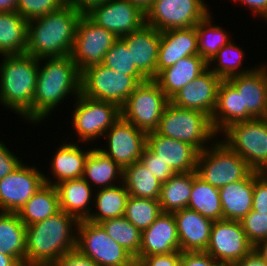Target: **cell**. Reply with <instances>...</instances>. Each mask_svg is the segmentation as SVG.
<instances>
[{"mask_svg": "<svg viewBox=\"0 0 267 266\" xmlns=\"http://www.w3.org/2000/svg\"><path fill=\"white\" fill-rule=\"evenodd\" d=\"M69 94L75 98L81 94V73L71 56L39 59L33 97V123L41 124Z\"/></svg>", "mask_w": 267, "mask_h": 266, "instance_id": "cell-1", "label": "cell"}, {"mask_svg": "<svg viewBox=\"0 0 267 266\" xmlns=\"http://www.w3.org/2000/svg\"><path fill=\"white\" fill-rule=\"evenodd\" d=\"M82 15L66 4L57 11L28 21L25 53L37 59L70 55Z\"/></svg>", "mask_w": 267, "mask_h": 266, "instance_id": "cell-2", "label": "cell"}, {"mask_svg": "<svg viewBox=\"0 0 267 266\" xmlns=\"http://www.w3.org/2000/svg\"><path fill=\"white\" fill-rule=\"evenodd\" d=\"M77 225L74 216L60 210L26 226V265H52L63 254L75 249Z\"/></svg>", "mask_w": 267, "mask_h": 266, "instance_id": "cell-3", "label": "cell"}, {"mask_svg": "<svg viewBox=\"0 0 267 266\" xmlns=\"http://www.w3.org/2000/svg\"><path fill=\"white\" fill-rule=\"evenodd\" d=\"M0 63L1 105L33 123V97L39 59L28 54L2 55Z\"/></svg>", "mask_w": 267, "mask_h": 266, "instance_id": "cell-4", "label": "cell"}, {"mask_svg": "<svg viewBox=\"0 0 267 266\" xmlns=\"http://www.w3.org/2000/svg\"><path fill=\"white\" fill-rule=\"evenodd\" d=\"M156 132L162 136L186 142L199 152L210 146V142L214 143L213 141L219 139L207 114L198 110L180 108L170 102L161 116Z\"/></svg>", "mask_w": 267, "mask_h": 266, "instance_id": "cell-5", "label": "cell"}, {"mask_svg": "<svg viewBox=\"0 0 267 266\" xmlns=\"http://www.w3.org/2000/svg\"><path fill=\"white\" fill-rule=\"evenodd\" d=\"M222 140L254 171L267 172V118L235 122L221 132Z\"/></svg>", "mask_w": 267, "mask_h": 266, "instance_id": "cell-6", "label": "cell"}, {"mask_svg": "<svg viewBox=\"0 0 267 266\" xmlns=\"http://www.w3.org/2000/svg\"><path fill=\"white\" fill-rule=\"evenodd\" d=\"M251 171L247 162L222 138L199 153L196 167L197 175L217 189L244 179Z\"/></svg>", "mask_w": 267, "mask_h": 266, "instance_id": "cell-7", "label": "cell"}, {"mask_svg": "<svg viewBox=\"0 0 267 266\" xmlns=\"http://www.w3.org/2000/svg\"><path fill=\"white\" fill-rule=\"evenodd\" d=\"M170 99L154 79L140 83L121 108V116L137 129L147 133L157 130Z\"/></svg>", "mask_w": 267, "mask_h": 266, "instance_id": "cell-8", "label": "cell"}, {"mask_svg": "<svg viewBox=\"0 0 267 266\" xmlns=\"http://www.w3.org/2000/svg\"><path fill=\"white\" fill-rule=\"evenodd\" d=\"M140 83L103 64L94 65L81 73V94L94 100L106 101L122 108Z\"/></svg>", "mask_w": 267, "mask_h": 266, "instance_id": "cell-9", "label": "cell"}, {"mask_svg": "<svg viewBox=\"0 0 267 266\" xmlns=\"http://www.w3.org/2000/svg\"><path fill=\"white\" fill-rule=\"evenodd\" d=\"M75 99L72 112V127L77 139L83 143L102 138L106 131L121 117V108L116 104L94 100L80 94Z\"/></svg>", "mask_w": 267, "mask_h": 266, "instance_id": "cell-10", "label": "cell"}, {"mask_svg": "<svg viewBox=\"0 0 267 266\" xmlns=\"http://www.w3.org/2000/svg\"><path fill=\"white\" fill-rule=\"evenodd\" d=\"M76 232V248L100 266H128L134 258L98 223L80 220Z\"/></svg>", "mask_w": 267, "mask_h": 266, "instance_id": "cell-11", "label": "cell"}, {"mask_svg": "<svg viewBox=\"0 0 267 266\" xmlns=\"http://www.w3.org/2000/svg\"><path fill=\"white\" fill-rule=\"evenodd\" d=\"M204 0H154L146 12V25L161 31L190 28L210 10Z\"/></svg>", "mask_w": 267, "mask_h": 266, "instance_id": "cell-12", "label": "cell"}, {"mask_svg": "<svg viewBox=\"0 0 267 266\" xmlns=\"http://www.w3.org/2000/svg\"><path fill=\"white\" fill-rule=\"evenodd\" d=\"M118 39L111 31L96 25L86 15L77 24L71 59L82 73L87 68L103 63L105 54Z\"/></svg>", "mask_w": 267, "mask_h": 266, "instance_id": "cell-13", "label": "cell"}, {"mask_svg": "<svg viewBox=\"0 0 267 266\" xmlns=\"http://www.w3.org/2000/svg\"><path fill=\"white\" fill-rule=\"evenodd\" d=\"M253 249L240 221L221 219L213 222L205 252L223 266H232Z\"/></svg>", "mask_w": 267, "mask_h": 266, "instance_id": "cell-14", "label": "cell"}, {"mask_svg": "<svg viewBox=\"0 0 267 266\" xmlns=\"http://www.w3.org/2000/svg\"><path fill=\"white\" fill-rule=\"evenodd\" d=\"M108 146L97 147L122 169L139 161L146 147V133L137 129L122 116L103 136ZM107 147V148H106Z\"/></svg>", "mask_w": 267, "mask_h": 266, "instance_id": "cell-15", "label": "cell"}, {"mask_svg": "<svg viewBox=\"0 0 267 266\" xmlns=\"http://www.w3.org/2000/svg\"><path fill=\"white\" fill-rule=\"evenodd\" d=\"M0 179V211L18 213L25 203L45 184L44 173L23 164Z\"/></svg>", "mask_w": 267, "mask_h": 266, "instance_id": "cell-16", "label": "cell"}, {"mask_svg": "<svg viewBox=\"0 0 267 266\" xmlns=\"http://www.w3.org/2000/svg\"><path fill=\"white\" fill-rule=\"evenodd\" d=\"M85 15L118 38L138 31L146 24V13L128 0H108Z\"/></svg>", "mask_w": 267, "mask_h": 266, "instance_id": "cell-17", "label": "cell"}, {"mask_svg": "<svg viewBox=\"0 0 267 266\" xmlns=\"http://www.w3.org/2000/svg\"><path fill=\"white\" fill-rule=\"evenodd\" d=\"M227 80L241 94L242 121L267 118V63Z\"/></svg>", "mask_w": 267, "mask_h": 266, "instance_id": "cell-18", "label": "cell"}, {"mask_svg": "<svg viewBox=\"0 0 267 266\" xmlns=\"http://www.w3.org/2000/svg\"><path fill=\"white\" fill-rule=\"evenodd\" d=\"M221 81L219 76L207 68L172 96L170 103L180 108L198 110L211 118L216 108Z\"/></svg>", "mask_w": 267, "mask_h": 266, "instance_id": "cell-19", "label": "cell"}, {"mask_svg": "<svg viewBox=\"0 0 267 266\" xmlns=\"http://www.w3.org/2000/svg\"><path fill=\"white\" fill-rule=\"evenodd\" d=\"M146 146L175 173L196 171L200 152L194 146L162 136L156 131L146 134Z\"/></svg>", "mask_w": 267, "mask_h": 266, "instance_id": "cell-20", "label": "cell"}, {"mask_svg": "<svg viewBox=\"0 0 267 266\" xmlns=\"http://www.w3.org/2000/svg\"><path fill=\"white\" fill-rule=\"evenodd\" d=\"M121 39L131 51L132 63L147 78L157 76V57L160 45V31L144 25L138 31L127 34Z\"/></svg>", "mask_w": 267, "mask_h": 266, "instance_id": "cell-21", "label": "cell"}, {"mask_svg": "<svg viewBox=\"0 0 267 266\" xmlns=\"http://www.w3.org/2000/svg\"><path fill=\"white\" fill-rule=\"evenodd\" d=\"M174 251H180L174 214L162 212L154 223L142 232L141 248L135 258L169 254Z\"/></svg>", "mask_w": 267, "mask_h": 266, "instance_id": "cell-22", "label": "cell"}, {"mask_svg": "<svg viewBox=\"0 0 267 266\" xmlns=\"http://www.w3.org/2000/svg\"><path fill=\"white\" fill-rule=\"evenodd\" d=\"M192 55H199L195 26L161 31L157 75L167 67L176 64L180 59Z\"/></svg>", "mask_w": 267, "mask_h": 266, "instance_id": "cell-23", "label": "cell"}, {"mask_svg": "<svg viewBox=\"0 0 267 266\" xmlns=\"http://www.w3.org/2000/svg\"><path fill=\"white\" fill-rule=\"evenodd\" d=\"M181 252L205 251L213 222L197 211L184 208L173 212Z\"/></svg>", "mask_w": 267, "mask_h": 266, "instance_id": "cell-24", "label": "cell"}, {"mask_svg": "<svg viewBox=\"0 0 267 266\" xmlns=\"http://www.w3.org/2000/svg\"><path fill=\"white\" fill-rule=\"evenodd\" d=\"M82 148L84 147L80 148L75 141L63 142L54 153L50 165L54 182L48 175H44L45 184L56 186L62 181L83 178L85 161L92 149L88 148L89 150L84 151Z\"/></svg>", "mask_w": 267, "mask_h": 266, "instance_id": "cell-25", "label": "cell"}, {"mask_svg": "<svg viewBox=\"0 0 267 266\" xmlns=\"http://www.w3.org/2000/svg\"><path fill=\"white\" fill-rule=\"evenodd\" d=\"M254 170L244 179L219 189L223 219L241 221L253 204Z\"/></svg>", "mask_w": 267, "mask_h": 266, "instance_id": "cell-26", "label": "cell"}, {"mask_svg": "<svg viewBox=\"0 0 267 266\" xmlns=\"http://www.w3.org/2000/svg\"><path fill=\"white\" fill-rule=\"evenodd\" d=\"M208 68L200 55L187 56L173 66L162 70L154 79L164 94L170 99L180 89L192 82Z\"/></svg>", "mask_w": 267, "mask_h": 266, "instance_id": "cell-27", "label": "cell"}, {"mask_svg": "<svg viewBox=\"0 0 267 266\" xmlns=\"http://www.w3.org/2000/svg\"><path fill=\"white\" fill-rule=\"evenodd\" d=\"M60 210L74 216L78 221L86 220L90 213V204L94 200L95 190L83 179L62 181L56 185ZM93 195V196H92Z\"/></svg>", "mask_w": 267, "mask_h": 266, "instance_id": "cell-28", "label": "cell"}, {"mask_svg": "<svg viewBox=\"0 0 267 266\" xmlns=\"http://www.w3.org/2000/svg\"><path fill=\"white\" fill-rule=\"evenodd\" d=\"M83 179L94 189L95 186L97 190L104 189L123 182V169L99 149L92 147L85 161Z\"/></svg>", "mask_w": 267, "mask_h": 266, "instance_id": "cell-29", "label": "cell"}, {"mask_svg": "<svg viewBox=\"0 0 267 266\" xmlns=\"http://www.w3.org/2000/svg\"><path fill=\"white\" fill-rule=\"evenodd\" d=\"M0 254L26 265V226L17 213L0 211Z\"/></svg>", "mask_w": 267, "mask_h": 266, "instance_id": "cell-30", "label": "cell"}, {"mask_svg": "<svg viewBox=\"0 0 267 266\" xmlns=\"http://www.w3.org/2000/svg\"><path fill=\"white\" fill-rule=\"evenodd\" d=\"M241 121V94L228 80H222L218 89L216 108L211 116L213 129L219 135L232 123Z\"/></svg>", "mask_w": 267, "mask_h": 266, "instance_id": "cell-31", "label": "cell"}, {"mask_svg": "<svg viewBox=\"0 0 267 266\" xmlns=\"http://www.w3.org/2000/svg\"><path fill=\"white\" fill-rule=\"evenodd\" d=\"M94 192L93 206L95 212L91 211L89 217L86 219L92 223H100L107 219L124 216L126 202L129 193L123 184L98 189Z\"/></svg>", "mask_w": 267, "mask_h": 266, "instance_id": "cell-32", "label": "cell"}, {"mask_svg": "<svg viewBox=\"0 0 267 266\" xmlns=\"http://www.w3.org/2000/svg\"><path fill=\"white\" fill-rule=\"evenodd\" d=\"M27 20L16 11L0 12V55L25 54Z\"/></svg>", "mask_w": 267, "mask_h": 266, "instance_id": "cell-33", "label": "cell"}, {"mask_svg": "<svg viewBox=\"0 0 267 266\" xmlns=\"http://www.w3.org/2000/svg\"><path fill=\"white\" fill-rule=\"evenodd\" d=\"M59 211V195L56 186L44 184L17 214L25 226H30Z\"/></svg>", "mask_w": 267, "mask_h": 266, "instance_id": "cell-34", "label": "cell"}, {"mask_svg": "<svg viewBox=\"0 0 267 266\" xmlns=\"http://www.w3.org/2000/svg\"><path fill=\"white\" fill-rule=\"evenodd\" d=\"M193 187V172L175 173L161 185L159 204L162 212L173 213L188 207Z\"/></svg>", "mask_w": 267, "mask_h": 266, "instance_id": "cell-35", "label": "cell"}, {"mask_svg": "<svg viewBox=\"0 0 267 266\" xmlns=\"http://www.w3.org/2000/svg\"><path fill=\"white\" fill-rule=\"evenodd\" d=\"M187 208L212 221L223 219L219 189L204 181L196 171H193V187Z\"/></svg>", "mask_w": 267, "mask_h": 266, "instance_id": "cell-36", "label": "cell"}, {"mask_svg": "<svg viewBox=\"0 0 267 266\" xmlns=\"http://www.w3.org/2000/svg\"><path fill=\"white\" fill-rule=\"evenodd\" d=\"M123 184L131 196L159 200L162 183L140 161L123 169Z\"/></svg>", "mask_w": 267, "mask_h": 266, "instance_id": "cell-37", "label": "cell"}, {"mask_svg": "<svg viewBox=\"0 0 267 266\" xmlns=\"http://www.w3.org/2000/svg\"><path fill=\"white\" fill-rule=\"evenodd\" d=\"M235 44L236 43H233L231 39V41L227 45H224L207 63L208 68L222 80H227L241 74H247L257 67V65L254 66V68L248 67L244 69L242 67L243 58L246 54H244L245 52L242 48Z\"/></svg>", "mask_w": 267, "mask_h": 266, "instance_id": "cell-38", "label": "cell"}, {"mask_svg": "<svg viewBox=\"0 0 267 266\" xmlns=\"http://www.w3.org/2000/svg\"><path fill=\"white\" fill-rule=\"evenodd\" d=\"M211 13L195 26L198 37V53L207 63L224 45L231 41V37L225 29L219 25H213Z\"/></svg>", "mask_w": 267, "mask_h": 266, "instance_id": "cell-39", "label": "cell"}, {"mask_svg": "<svg viewBox=\"0 0 267 266\" xmlns=\"http://www.w3.org/2000/svg\"><path fill=\"white\" fill-rule=\"evenodd\" d=\"M106 233L134 258L141 248L142 232L133 226L124 216L107 219L99 223Z\"/></svg>", "mask_w": 267, "mask_h": 266, "instance_id": "cell-40", "label": "cell"}, {"mask_svg": "<svg viewBox=\"0 0 267 266\" xmlns=\"http://www.w3.org/2000/svg\"><path fill=\"white\" fill-rule=\"evenodd\" d=\"M161 213L159 200L129 195L124 217L138 230L143 232L154 223Z\"/></svg>", "mask_w": 267, "mask_h": 266, "instance_id": "cell-41", "label": "cell"}, {"mask_svg": "<svg viewBox=\"0 0 267 266\" xmlns=\"http://www.w3.org/2000/svg\"><path fill=\"white\" fill-rule=\"evenodd\" d=\"M102 64L115 72L133 76L139 83L148 80L132 63L131 51L121 38L105 54Z\"/></svg>", "mask_w": 267, "mask_h": 266, "instance_id": "cell-42", "label": "cell"}, {"mask_svg": "<svg viewBox=\"0 0 267 266\" xmlns=\"http://www.w3.org/2000/svg\"><path fill=\"white\" fill-rule=\"evenodd\" d=\"M66 4V0H18L16 12L30 21L57 11Z\"/></svg>", "mask_w": 267, "mask_h": 266, "instance_id": "cell-43", "label": "cell"}, {"mask_svg": "<svg viewBox=\"0 0 267 266\" xmlns=\"http://www.w3.org/2000/svg\"><path fill=\"white\" fill-rule=\"evenodd\" d=\"M248 241L255 247L267 239V214L251 210L241 221Z\"/></svg>", "mask_w": 267, "mask_h": 266, "instance_id": "cell-44", "label": "cell"}, {"mask_svg": "<svg viewBox=\"0 0 267 266\" xmlns=\"http://www.w3.org/2000/svg\"><path fill=\"white\" fill-rule=\"evenodd\" d=\"M150 173L154 175L161 183L166 182L175 172L154 154L147 146L145 147L142 156L139 160Z\"/></svg>", "mask_w": 267, "mask_h": 266, "instance_id": "cell-45", "label": "cell"}, {"mask_svg": "<svg viewBox=\"0 0 267 266\" xmlns=\"http://www.w3.org/2000/svg\"><path fill=\"white\" fill-rule=\"evenodd\" d=\"M252 210L267 214V172L254 171Z\"/></svg>", "mask_w": 267, "mask_h": 266, "instance_id": "cell-46", "label": "cell"}, {"mask_svg": "<svg viewBox=\"0 0 267 266\" xmlns=\"http://www.w3.org/2000/svg\"><path fill=\"white\" fill-rule=\"evenodd\" d=\"M179 266H223L205 251L181 252Z\"/></svg>", "mask_w": 267, "mask_h": 266, "instance_id": "cell-47", "label": "cell"}, {"mask_svg": "<svg viewBox=\"0 0 267 266\" xmlns=\"http://www.w3.org/2000/svg\"><path fill=\"white\" fill-rule=\"evenodd\" d=\"M52 266H100L77 248L66 252Z\"/></svg>", "mask_w": 267, "mask_h": 266, "instance_id": "cell-48", "label": "cell"}, {"mask_svg": "<svg viewBox=\"0 0 267 266\" xmlns=\"http://www.w3.org/2000/svg\"><path fill=\"white\" fill-rule=\"evenodd\" d=\"M23 161L0 140V179L14 171Z\"/></svg>", "mask_w": 267, "mask_h": 266, "instance_id": "cell-49", "label": "cell"}, {"mask_svg": "<svg viewBox=\"0 0 267 266\" xmlns=\"http://www.w3.org/2000/svg\"><path fill=\"white\" fill-rule=\"evenodd\" d=\"M181 251H174L169 254L149 255L141 260L147 266H179Z\"/></svg>", "mask_w": 267, "mask_h": 266, "instance_id": "cell-50", "label": "cell"}, {"mask_svg": "<svg viewBox=\"0 0 267 266\" xmlns=\"http://www.w3.org/2000/svg\"><path fill=\"white\" fill-rule=\"evenodd\" d=\"M234 1V0H232ZM238 3L245 4L252 13L256 16L264 18L267 21V0H235Z\"/></svg>", "mask_w": 267, "mask_h": 266, "instance_id": "cell-51", "label": "cell"}, {"mask_svg": "<svg viewBox=\"0 0 267 266\" xmlns=\"http://www.w3.org/2000/svg\"><path fill=\"white\" fill-rule=\"evenodd\" d=\"M107 1L108 0H66V3L85 15L95 6L101 5Z\"/></svg>", "mask_w": 267, "mask_h": 266, "instance_id": "cell-52", "label": "cell"}, {"mask_svg": "<svg viewBox=\"0 0 267 266\" xmlns=\"http://www.w3.org/2000/svg\"><path fill=\"white\" fill-rule=\"evenodd\" d=\"M232 266H267V262L254 249Z\"/></svg>", "mask_w": 267, "mask_h": 266, "instance_id": "cell-53", "label": "cell"}, {"mask_svg": "<svg viewBox=\"0 0 267 266\" xmlns=\"http://www.w3.org/2000/svg\"><path fill=\"white\" fill-rule=\"evenodd\" d=\"M18 0H0V12L16 11Z\"/></svg>", "mask_w": 267, "mask_h": 266, "instance_id": "cell-54", "label": "cell"}, {"mask_svg": "<svg viewBox=\"0 0 267 266\" xmlns=\"http://www.w3.org/2000/svg\"><path fill=\"white\" fill-rule=\"evenodd\" d=\"M135 6L139 7L143 12H147L152 6L154 0H128Z\"/></svg>", "mask_w": 267, "mask_h": 266, "instance_id": "cell-55", "label": "cell"}, {"mask_svg": "<svg viewBox=\"0 0 267 266\" xmlns=\"http://www.w3.org/2000/svg\"><path fill=\"white\" fill-rule=\"evenodd\" d=\"M0 266H21L12 256L0 254Z\"/></svg>", "mask_w": 267, "mask_h": 266, "instance_id": "cell-56", "label": "cell"}, {"mask_svg": "<svg viewBox=\"0 0 267 266\" xmlns=\"http://www.w3.org/2000/svg\"><path fill=\"white\" fill-rule=\"evenodd\" d=\"M254 250L267 262V239L260 241Z\"/></svg>", "mask_w": 267, "mask_h": 266, "instance_id": "cell-57", "label": "cell"}, {"mask_svg": "<svg viewBox=\"0 0 267 266\" xmlns=\"http://www.w3.org/2000/svg\"><path fill=\"white\" fill-rule=\"evenodd\" d=\"M128 266H147L141 259L133 258Z\"/></svg>", "mask_w": 267, "mask_h": 266, "instance_id": "cell-58", "label": "cell"}, {"mask_svg": "<svg viewBox=\"0 0 267 266\" xmlns=\"http://www.w3.org/2000/svg\"><path fill=\"white\" fill-rule=\"evenodd\" d=\"M24 266H52V265H24Z\"/></svg>", "mask_w": 267, "mask_h": 266, "instance_id": "cell-59", "label": "cell"}]
</instances>
